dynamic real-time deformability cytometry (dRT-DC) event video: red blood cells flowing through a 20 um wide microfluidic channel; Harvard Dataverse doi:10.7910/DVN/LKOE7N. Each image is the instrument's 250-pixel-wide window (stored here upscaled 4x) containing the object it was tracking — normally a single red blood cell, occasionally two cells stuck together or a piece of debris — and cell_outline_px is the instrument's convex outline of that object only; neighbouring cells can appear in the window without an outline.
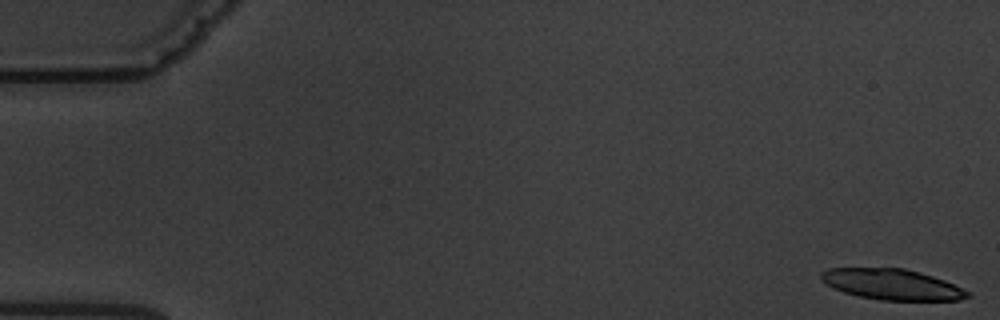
{"species": "common noctule bat (a hibernating species)", "species_latin": "Nyctalus noctula", "temperature_condition": "warm", "stored_images_in_passage": 6, "segment_of_instrument_passage": [2, 2], "camera_frame_rate_fps": 3000, "um_per_image_px": 0.085, "animal": {"sex": "male", "body_mass_g": 19.5, "forearm_length_mm": 54.6}, "frame": {"image": 1, "passage_image": 6, "time_ms": 7.333, "image_size_px": [1000, 320], "cell_outline_px": [[972, 296], [960, 300], [880, 300], [860, 296], [844, 292], [820, 280], [820, 272], [828, 268], [904, 268], [932, 276], [944, 280], [972, 292]], "centroid_in_image_um": [75.85, 24.17], "position_along_channel_um": 9.1, "area_um2": 26.13}}